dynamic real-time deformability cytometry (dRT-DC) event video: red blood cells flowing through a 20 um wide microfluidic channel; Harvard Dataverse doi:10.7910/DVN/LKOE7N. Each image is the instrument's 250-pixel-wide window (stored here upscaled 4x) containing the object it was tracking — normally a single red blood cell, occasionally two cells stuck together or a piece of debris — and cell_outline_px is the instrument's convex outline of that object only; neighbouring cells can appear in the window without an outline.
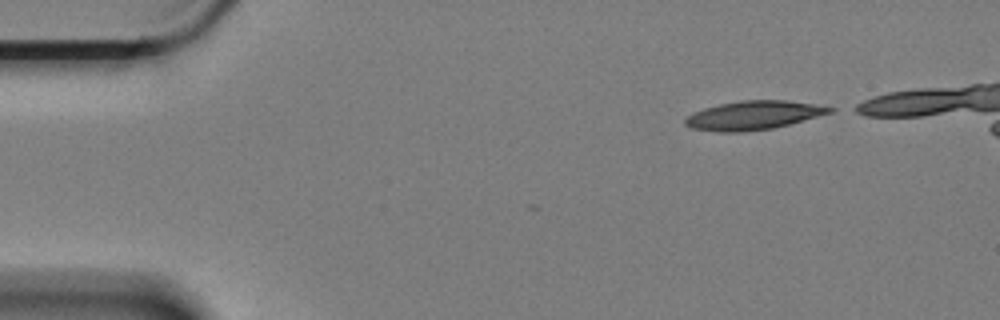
{"species": "Egyptian fruit bat (a non-hibernating species)", "species_latin": "Rousettus aegyptiacus", "temperature_condition": "cold", "stored_images_in_passage": 4, "camera_frame_rate_fps": 3000, "um_per_image_px": 0.085, "animal": {"sex": "female"}, "frame": {"image": 1, "passage_image": 1, "time_ms": 0.0, "image_size_px": [1000, 320], "cell_outline_px": [[836, 108], [832, 112], [788, 124], [772, 128], [740, 132], [720, 132], [692, 128], [684, 124], [684, 120], [688, 116], [704, 108], [720, 104], [740, 100], [788, 100]], "centroid_in_image_um": [64.03, 9.79], "position_along_channel_um": 21.0, "area_um2": 23.87}}